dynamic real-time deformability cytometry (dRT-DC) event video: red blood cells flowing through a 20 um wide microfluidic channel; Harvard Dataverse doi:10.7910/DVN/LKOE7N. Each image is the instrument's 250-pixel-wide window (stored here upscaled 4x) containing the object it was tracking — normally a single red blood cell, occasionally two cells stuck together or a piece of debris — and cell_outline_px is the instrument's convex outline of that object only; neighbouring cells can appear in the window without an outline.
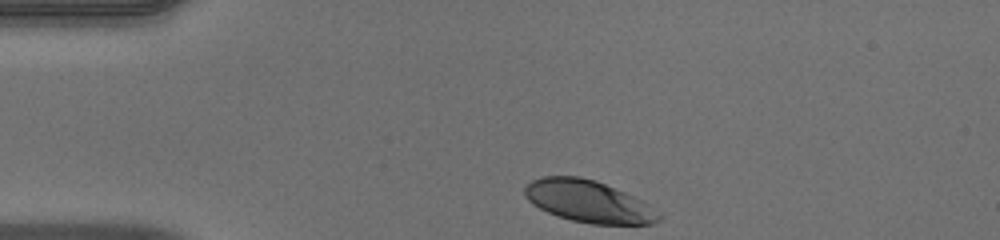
{"species": "human", "species_latin": "Homo sapiens", "temperature_condition": "warm", "stored_images_in_passage": 33, "camera_frame_rate_fps": 3000, "um_per_image_px": 0.085, "donor": {"sex": "male"}, "frame": {"image": 1, "passage_image": 1, "time_ms": 0.0, "image_size_px": [1000, 240], "cell_outline_px": [[664, 216], [660, 220], [652, 224], [592, 224], [572, 220], [556, 216], [532, 204], [524, 196], [524, 188], [532, 180], [544, 176], [580, 176], [596, 180], [624, 192], [648, 204], [660, 212]], "centroid_in_image_um": [50.03, 17.12], "position_along_channel_um": 35.0, "area_um2": 32.89}}
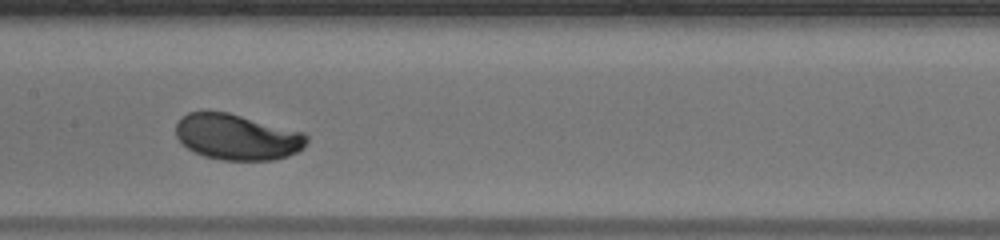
{"frame": {"image": 2, "passage_image": 16, "time_ms": 5.0, "image_size_px": [1000, 240], "cell_outline_px": [[308, 140], [296, 152], [288, 156], [272, 160], [224, 160], [204, 156], [188, 148], [176, 136], [176, 124], [180, 116], [188, 112], [208, 108], [228, 112], [304, 132], [308, 136]], "centroid_in_image_um": [20.1, 11.6], "position_along_channel_um": 187.3, "area_um2": 35.32}}
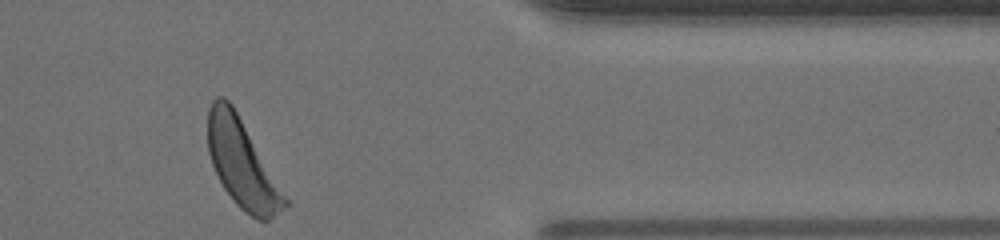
{"frame": {"image": 3, "passage_image": 33, "time_ms": 10.667, "image_size_px": [1000, 240], "cell_outline_px": [[288, 204], [268, 220], [260, 220], [244, 212], [236, 204], [224, 188], [212, 164], [208, 152], [208, 108], [212, 100], [216, 96], [224, 96], [232, 104], [288, 200]], "centroid_in_image_um": [20.53, 13.88], "position_along_channel_um": 390.9, "area_um2": 38.49}, "authors_computed_cell_mechanics": {"area_um2": 35.4314, "velocity_mm_per_s": 3.961, "shape_relaxation_time_tau1_ms": 1.9514, "shape_relaxation_time_tau2_ms": null, "deformation_change_tau1": 0.1251, "deformation_change_tau2": null}}